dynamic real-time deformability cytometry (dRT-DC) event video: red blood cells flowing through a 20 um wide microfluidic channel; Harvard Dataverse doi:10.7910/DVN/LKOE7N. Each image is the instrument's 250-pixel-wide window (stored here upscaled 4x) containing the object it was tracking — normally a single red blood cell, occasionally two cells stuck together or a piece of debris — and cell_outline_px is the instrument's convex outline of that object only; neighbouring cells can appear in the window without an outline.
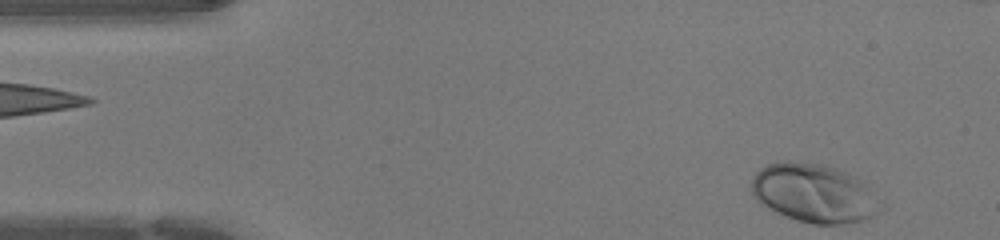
{"species": "human", "species_latin": "Homo sapiens", "temperature_condition": "warm", "stored_images_in_passage": 45, "camera_frame_rate_fps": 3000, "um_per_image_px": 0.085, "donor": {"sex": "female"}, "frame": {"image": 1, "passage_image": 1, "time_ms": 0.0, "image_size_px": [1000, 240], "cell_outline_px": [[888, 208], [872, 216], [860, 220], [840, 224], [812, 224], [796, 220], [760, 204], [756, 200], [752, 192], [752, 180], [756, 172], [760, 168], [768, 164], [784, 160], [788, 160], [824, 164], [836, 168], [856, 176]], "centroid_in_image_um": [69.22, 16.41], "position_along_channel_um": 15.8, "area_um2": 44.39}}
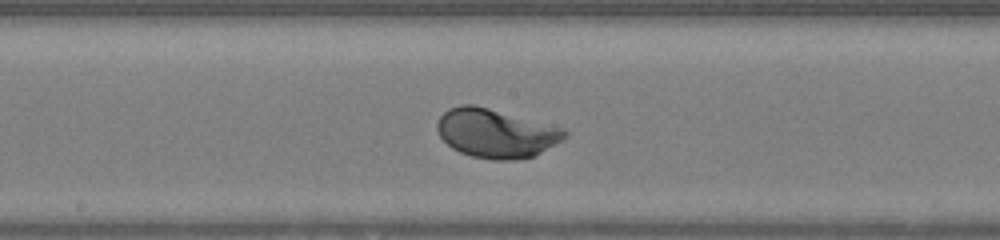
{"frame": {"image": 2, "passage_image": 21, "time_ms": 6.667, "image_size_px": [1000, 240], "cell_outline_px": [[568, 136], [564, 140], [532, 156], [512, 160], [492, 160], [472, 156], [460, 152], [452, 148], [440, 136], [436, 128], [436, 124], [440, 116], [448, 108], [460, 104], [472, 104], [488, 108], [564, 128], [568, 132]], "centroid_in_image_um": [42.14, 11.32], "position_along_channel_um": 206.1, "area_um2": 36.18}}
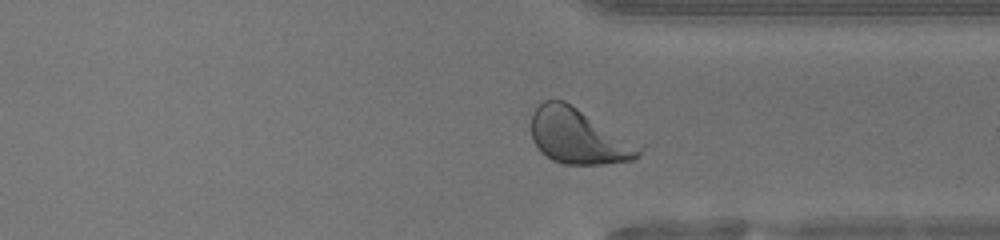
{"frame": {"image": 3, "passage_image": 32, "time_ms": 10.333, "image_size_px": [1000, 240], "cell_outline_px": [[644, 144], [640, 156], [632, 160], [600, 164], [564, 164], [552, 160], [540, 152], [532, 140], [532, 116], [536, 108], [544, 100], [564, 100]], "centroid_in_image_um": [49.24, 11.59], "position_along_channel_um": 362.2, "area_um2": 35.37}, "authors_computed_cell_mechanics": {"area_um2": 35.3736, "velocity_mm_per_s": 4.265, "shape_relaxation_time_tau1_ms": 1.3522, "shape_relaxation_time_tau2_ms": null, "deformation_change_tau1": 0.1192, "deformation_change_tau2": null}}